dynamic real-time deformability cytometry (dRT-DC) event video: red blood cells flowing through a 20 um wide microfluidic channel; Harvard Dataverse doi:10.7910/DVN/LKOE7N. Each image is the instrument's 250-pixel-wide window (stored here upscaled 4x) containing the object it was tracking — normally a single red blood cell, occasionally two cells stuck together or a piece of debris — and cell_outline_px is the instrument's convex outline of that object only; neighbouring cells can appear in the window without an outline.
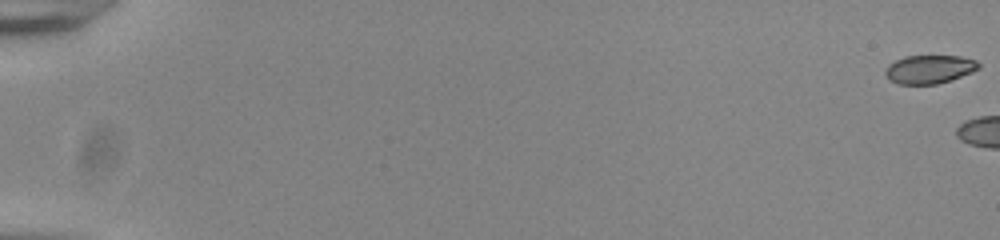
{"species": "common noctule bat (a hibernating species)", "species_latin": "Nyctalus noctula", "temperature_condition": "room temperature", "stored_images_in_passage": 10, "camera_frame_rate_fps": 3000, "um_per_image_px": 0.085, "animal": {"sex": "male", "body_mass_g": 20.0, "forearm_length_mm": 53.3}, "frame": {"image": 1, "passage_image": 1, "time_ms": 0.0, "image_size_px": [1000, 240], "cell_outline_px": [[980, 68], [972, 72], [936, 84], [900, 84], [888, 80], [884, 72], [888, 64], [904, 56], [960, 56], [976, 60], [980, 64]], "centroid_in_image_um": [78.97, 5.88], "position_along_channel_um": 6.0, "area_um2": 15.43}}